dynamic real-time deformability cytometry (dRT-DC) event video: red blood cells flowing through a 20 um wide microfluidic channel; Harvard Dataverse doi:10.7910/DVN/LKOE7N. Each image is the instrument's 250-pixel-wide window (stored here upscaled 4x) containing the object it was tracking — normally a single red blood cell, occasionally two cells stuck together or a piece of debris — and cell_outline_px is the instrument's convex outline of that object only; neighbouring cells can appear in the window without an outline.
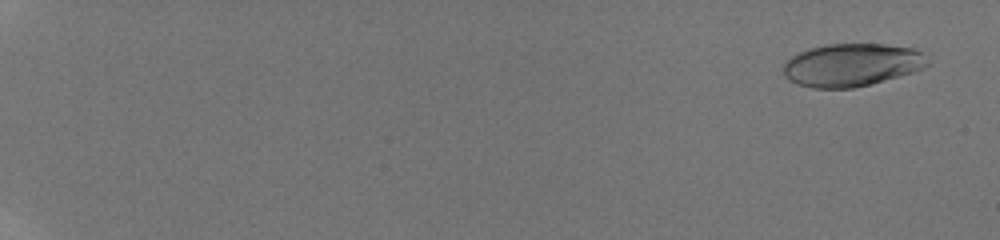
{"species": "human", "species_latin": "Homo sapiens", "temperature_condition": "room temperature", "stored_images_in_passage": 14, "camera_frame_rate_fps": 3000, "um_per_image_px": 0.085, "donor": {"sex": "male"}, "frame": {"image": 1, "passage_image": 2, "time_ms": 0.667, "image_size_px": [1000, 240], "cell_outline_px": [[928, 64], [912, 72], [868, 84], [852, 88], [812, 88], [788, 80], [784, 76], [784, 60], [796, 52], [808, 48], [828, 44], [884, 44], [912, 48], [920, 52]], "centroid_in_image_um": [72.29, 5.51], "position_along_channel_um": 12.7, "area_um2": 35.66}}
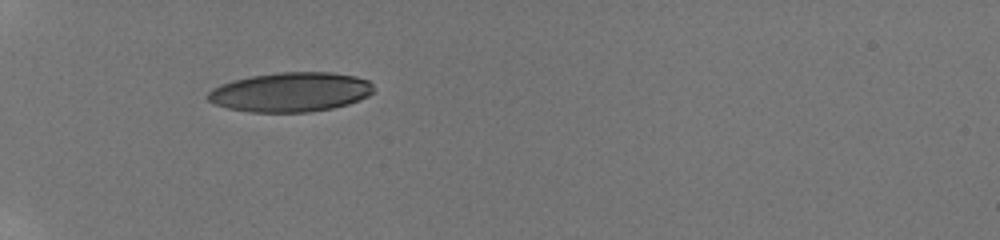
{"frame": {"image": 2, "passage_image": 10, "time_ms": 7.0, "image_size_px": [1000, 240], "cell_outline_px": [[376, 92], [360, 100], [348, 104], [332, 108], [308, 112], [252, 112], [228, 108], [216, 104], [208, 100], [204, 96], [212, 88], [220, 84], [232, 80], [252, 76], [280, 72], [332, 72], [356, 76], [368, 80], [372, 84]], "centroid_in_image_um": [24.72, 7.82], "position_along_channel_um": 60.3, "area_um2": 38.38}}
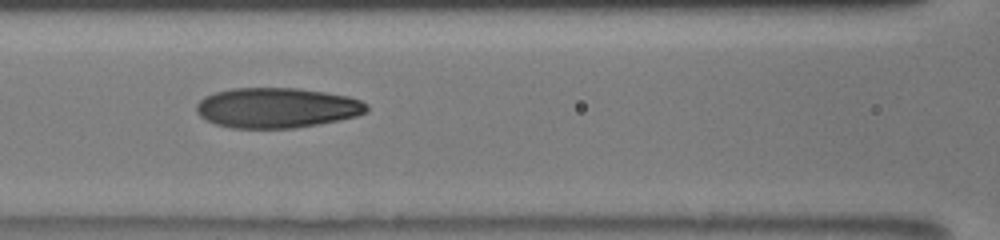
{"frame": {"image": 3, "passage_image": 13, "time_ms": 9.667, "image_size_px": [1000, 240], "cell_outline_px": [[368, 112], [356, 116], [340, 120], [320, 124], [296, 128], [232, 128], [216, 124], [204, 120], [196, 112], [196, 104], [204, 96], [216, 92], [232, 88], [296, 88], [324, 92], [348, 96], [360, 100], [368, 104]], "centroid_in_image_um": [23.53, 9.17], "position_along_channel_um": 143.1, "area_um2": 40.11}}